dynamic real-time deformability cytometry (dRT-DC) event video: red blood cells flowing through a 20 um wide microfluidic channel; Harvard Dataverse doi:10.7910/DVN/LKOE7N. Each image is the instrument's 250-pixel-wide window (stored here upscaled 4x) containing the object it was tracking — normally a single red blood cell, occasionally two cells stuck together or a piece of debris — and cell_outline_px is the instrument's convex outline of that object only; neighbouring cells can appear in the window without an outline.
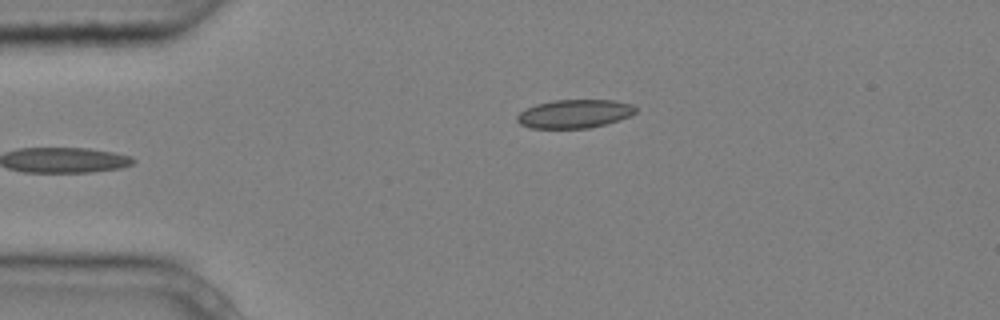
{"species": "common noctule bat (a hibernating species)", "species_latin": "Nyctalus noctula", "temperature_condition": "cold", "stored_images_in_passage": 5, "camera_frame_rate_fps": 3000, "um_per_image_px": 0.085, "animal": {"sex": "male", "body_mass_g": 20.4}, "frame": {"image": 1, "passage_image": 5, "time_ms": 1.333, "image_size_px": [1000, 320], "cell_outline_px": [[636, 112], [628, 116], [604, 124], [588, 128], [532, 128], [520, 124], [516, 120], [516, 116], [524, 108], [536, 104], [552, 100], [616, 100], [632, 104], [636, 108]], "centroid_in_image_um": [48.79, 9.66], "position_along_channel_um": 36.2, "area_um2": 19.65}}